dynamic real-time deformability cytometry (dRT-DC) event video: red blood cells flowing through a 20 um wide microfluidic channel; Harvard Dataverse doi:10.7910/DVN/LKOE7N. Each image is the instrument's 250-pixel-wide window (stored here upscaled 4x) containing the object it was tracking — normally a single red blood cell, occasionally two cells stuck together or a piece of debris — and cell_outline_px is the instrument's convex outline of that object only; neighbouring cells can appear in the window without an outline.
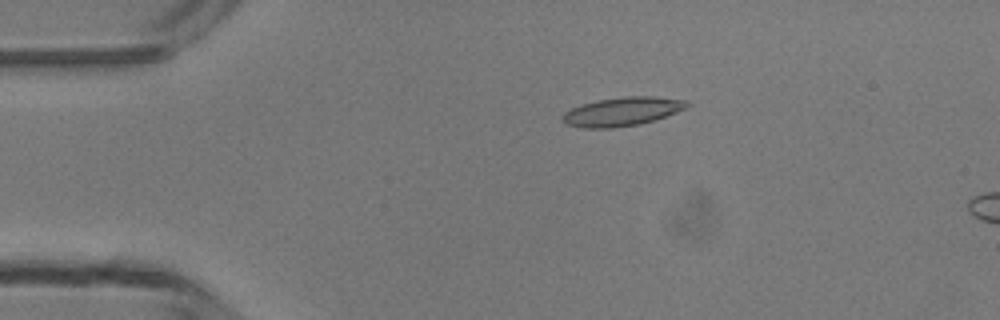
{"species": "common noctule bat (a hibernating species)", "species_latin": "Nyctalus noctula", "temperature_condition": "room temperature", "stored_images_in_passage": 5, "camera_frame_rate_fps": 3000, "um_per_image_px": 0.085, "animal": {"sex": "male", "body_mass_g": 13.3}, "frame": {"image": 1, "passage_image": 1, "time_ms": 0.0, "image_size_px": [1000, 320], "cell_outline_px": [[692, 104], [688, 108], [640, 124], [612, 128], [584, 128], [568, 124], [560, 116], [564, 112], [580, 104], [600, 100], [624, 96], [656, 96], [688, 100]], "centroid_in_image_um": [52.93, 9.47], "position_along_channel_um": 32.1, "area_um2": 20.87}}